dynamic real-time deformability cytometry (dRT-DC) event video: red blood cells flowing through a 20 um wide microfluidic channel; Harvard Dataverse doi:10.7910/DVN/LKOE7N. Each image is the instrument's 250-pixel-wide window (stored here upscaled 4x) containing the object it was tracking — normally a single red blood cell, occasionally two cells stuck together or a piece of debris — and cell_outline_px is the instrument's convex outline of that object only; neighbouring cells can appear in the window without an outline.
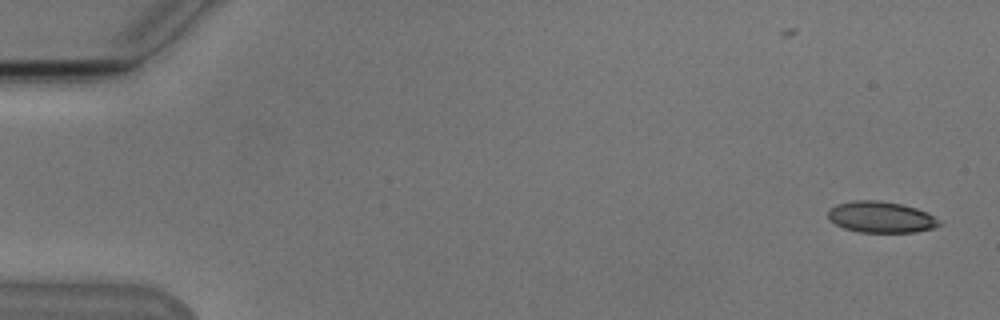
{"species": "Egyptian fruit bat (a non-hibernating species)", "species_latin": "Rousettus aegyptiacus", "temperature_condition": "cold", "stored_images_in_passage": 53, "camera_frame_rate_fps": 3000, "um_per_image_px": 0.085, "animal": {"sex": "male"}, "frame": {"image": 1, "passage_image": 1, "time_ms": 0.0, "image_size_px": [1000, 320], "cell_outline_px": [[944, 224], [932, 228], [916, 232], [860, 232], [844, 228], [828, 220], [828, 208], [836, 204], [852, 200], [880, 200], [900, 204], [916, 208], [928, 212], [940, 220]], "centroid_in_image_um": [74.88, 18.44], "position_along_channel_um": 10.1, "area_um2": 20.46}}
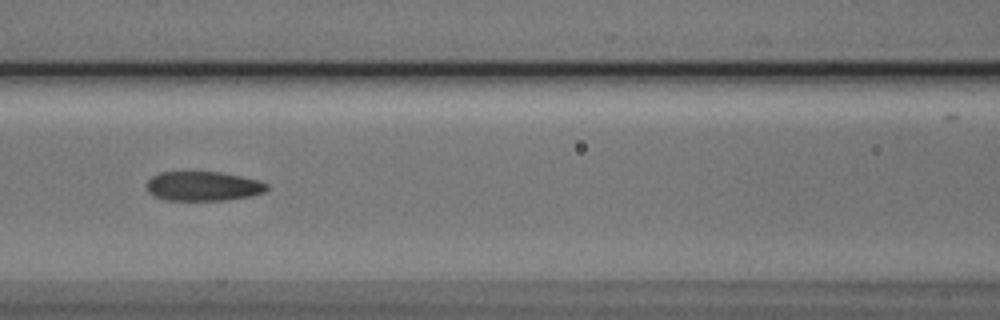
{"frame": {"image": 2, "passage_image": 23, "time_ms": 7.333, "image_size_px": [1000, 320], "cell_outline_px": [[268, 188], [264, 192], [252, 196], [224, 200], [164, 200], [148, 192], [148, 180], [152, 176], [160, 172], [220, 172], [240, 176], [256, 180], [268, 184]], "centroid_in_image_um": [17.27, 15.83], "position_along_channel_um": 149.3, "area_um2": 20.46}}
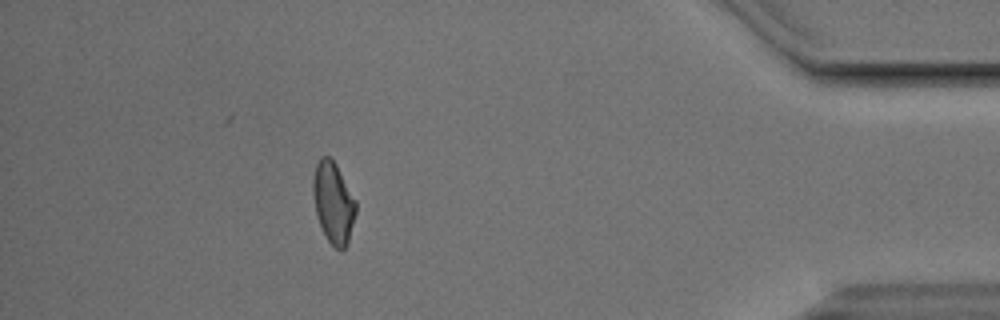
{"frame": {"image": 3, "passage_image": 47, "time_ms": 15.333, "image_size_px": [1000, 320], "cell_outline_px": [[356, 212], [348, 244], [340, 252], [328, 240], [320, 224], [316, 212], [312, 192], [312, 180], [316, 164], [320, 156], [328, 156], [336, 164], [356, 200]], "centroid_in_image_um": [28.34, 17.22], "position_along_channel_um": 406.9, "area_um2": 20.23}, "authors_computed_cell_mechanics": {"area_um2": 20.9236, "velocity_mm_per_s": 3.8334, "shape_relaxation_time_tau1_ms": 4.1622, "shape_relaxation_time_tau2_ms": 2.2488, "deformation_change_tau1": 0.1348, "deformation_change_tau2": 0.0705}}